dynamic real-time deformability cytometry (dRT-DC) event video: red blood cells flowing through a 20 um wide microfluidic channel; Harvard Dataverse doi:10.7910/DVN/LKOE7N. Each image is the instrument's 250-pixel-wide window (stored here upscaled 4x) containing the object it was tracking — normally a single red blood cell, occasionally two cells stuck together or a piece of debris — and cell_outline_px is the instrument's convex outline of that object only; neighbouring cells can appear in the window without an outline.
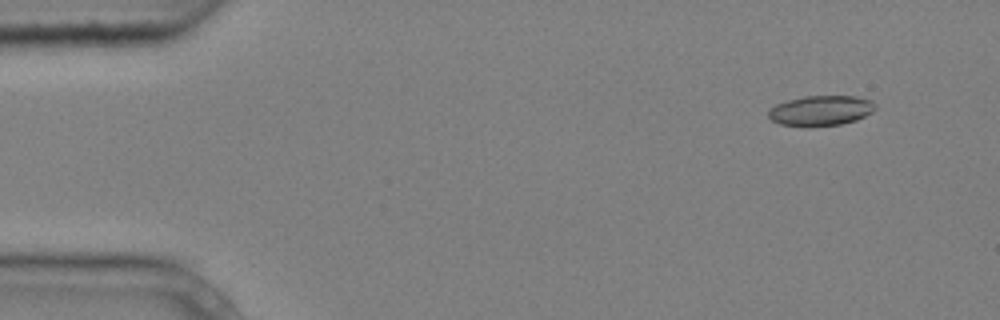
{"species": "common noctule bat (a hibernating species)", "species_latin": "Nyctalus noctula", "temperature_condition": "cold", "stored_images_in_passage": 6, "camera_frame_rate_fps": 3000, "um_per_image_px": 0.085, "animal": {"sex": "male", "body_mass_g": 20.4}, "frame": {"image": 1, "passage_image": 2, "time_ms": 0.333, "image_size_px": [1000, 320], "cell_outline_px": [[876, 108], [872, 112], [856, 120], [840, 124], [780, 124], [772, 120], [768, 116], [768, 112], [776, 104], [788, 100], [804, 96], [856, 96], [872, 100], [876, 104]], "centroid_in_image_um": [69.82, 9.35], "position_along_channel_um": 15.2, "area_um2": 18.15}}
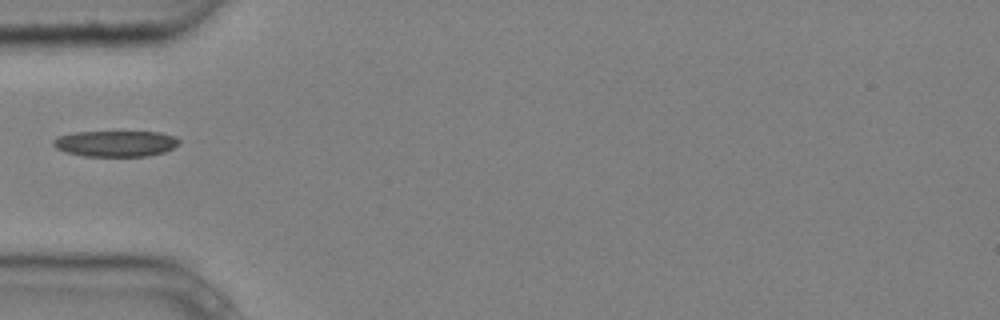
{"frame": {"image": 2, "passage_image": 5, "time_ms": 1.333, "image_size_px": [1000, 320], "cell_outline_px": [[180, 144], [164, 152], [148, 156], [84, 156], [64, 152], [56, 148], [52, 144], [52, 140], [56, 136], [72, 132], [160, 132], [176, 136], [180, 140]], "centroid_in_image_um": [9.81, 12.2], "position_along_channel_um": 75.2, "area_um2": 19.31}}
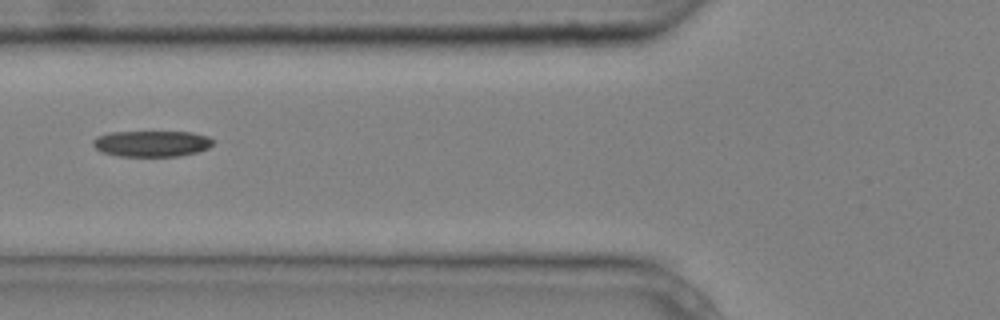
{"frame": {"image": 3, "passage_image": 6, "time_ms": 1.667, "image_size_px": [1000, 320], "cell_outline_px": [[216, 140], [208, 148], [196, 152], [180, 156], [116, 156], [100, 152], [92, 144], [92, 140], [96, 136], [112, 132], [192, 132], [208, 136]], "centroid_in_image_um": [12.88, 12.21], "position_along_channel_um": 112.9, "area_um2": 18.38}}